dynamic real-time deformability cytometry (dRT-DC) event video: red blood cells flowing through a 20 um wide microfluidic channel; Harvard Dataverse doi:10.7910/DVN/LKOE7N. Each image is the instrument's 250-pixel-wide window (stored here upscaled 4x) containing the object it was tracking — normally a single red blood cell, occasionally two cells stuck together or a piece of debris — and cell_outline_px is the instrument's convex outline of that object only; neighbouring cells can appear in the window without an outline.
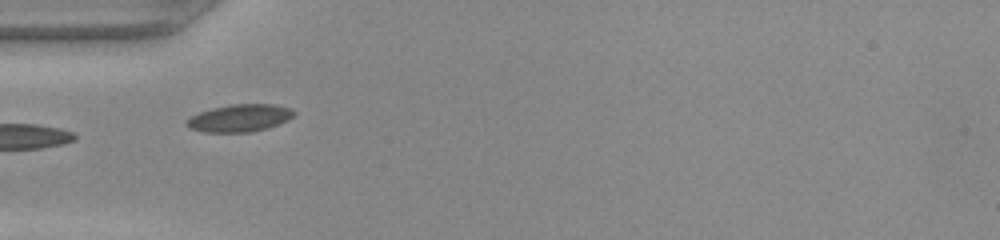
{"species": "common noctule bat (a hibernating species)", "species_latin": "Nyctalus noctula", "temperature_condition": "warm", "stored_images_in_passage": 11, "camera_frame_rate_fps": 3000, "um_per_image_px": 0.085, "animal": {"sex": "female", "body_mass_g": 22.0, "forearm_length_mm": 56.7}, "frame": {"image": 1, "passage_image": 1, "time_ms": 0.0, "image_size_px": [1000, 240], "cell_outline_px": [[296, 112], [288, 120], [268, 128], [248, 132], [204, 132], [188, 128], [184, 124], [192, 116], [200, 112], [212, 108], [232, 104], [272, 104], [288, 108]], "centroid_in_image_um": [20.35, 10.04], "position_along_channel_um": 64.7, "area_um2": 16.99}}